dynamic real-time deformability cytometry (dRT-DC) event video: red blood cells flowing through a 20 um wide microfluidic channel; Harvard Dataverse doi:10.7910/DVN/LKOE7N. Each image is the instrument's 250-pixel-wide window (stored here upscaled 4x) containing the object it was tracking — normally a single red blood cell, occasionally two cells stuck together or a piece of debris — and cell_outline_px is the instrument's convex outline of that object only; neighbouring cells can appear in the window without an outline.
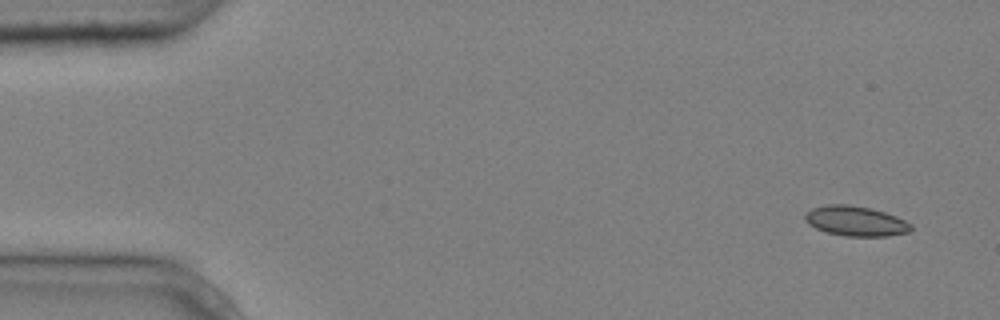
{"species": "common noctule bat (a hibernating species)", "species_latin": "Nyctalus noctula", "temperature_condition": "cold", "stored_images_in_passage": 4, "camera_frame_rate_fps": 3000, "um_per_image_px": 0.085, "animal": {"sex": "male", "body_mass_g": 20.4}, "frame": {"image": 1, "passage_image": 1, "time_ms": 0.0, "image_size_px": [1000, 320], "cell_outline_px": [[912, 232], [888, 236], [844, 236], [828, 232], [816, 228], [808, 224], [804, 220], [804, 216], [812, 208], [828, 204], [848, 204], [872, 208], [896, 216], [912, 224]], "centroid_in_image_um": [72.76, 18.79], "position_along_channel_um": 12.2, "area_um2": 18.61}}